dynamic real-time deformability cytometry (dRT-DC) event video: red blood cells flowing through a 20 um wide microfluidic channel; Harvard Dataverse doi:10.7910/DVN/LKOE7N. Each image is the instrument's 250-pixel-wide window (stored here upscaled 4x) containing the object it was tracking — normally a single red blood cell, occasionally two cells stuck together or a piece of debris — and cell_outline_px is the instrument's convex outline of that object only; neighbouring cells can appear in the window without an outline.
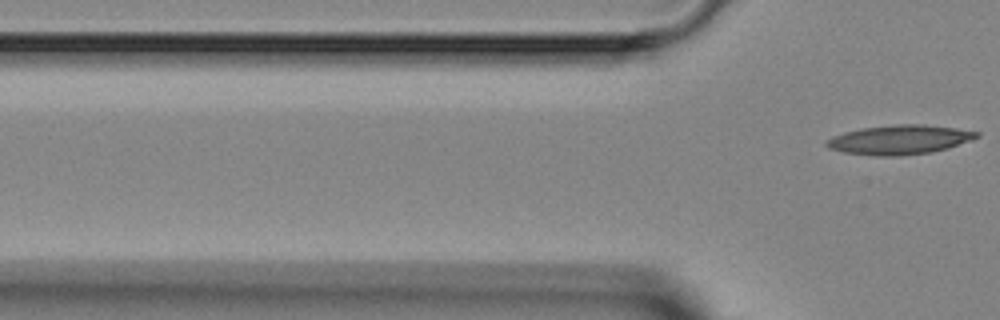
{"species": "Egyptian fruit bat (a non-hibernating species)", "species_latin": "Rousettus aegyptiacus", "temperature_condition": "room temperature", "stored_images_in_passage": 4, "camera_frame_rate_fps": 3000, "um_per_image_px": 0.085, "animal": {"sex": "female"}, "frame": {"image": 1, "passage_image": 4, "time_ms": 4.667, "image_size_px": [1000, 320], "cell_outline_px": [[980, 136], [972, 140], [948, 148], [932, 152], [900, 156], [876, 156], [844, 152], [828, 148], [824, 144], [824, 140], [832, 136], [844, 132], [864, 128], [896, 124], [924, 124], [956, 128], [980, 132]], "centroid_in_image_um": [76.46, 11.88], "position_along_channel_um": 49.3, "area_um2": 25.84}}